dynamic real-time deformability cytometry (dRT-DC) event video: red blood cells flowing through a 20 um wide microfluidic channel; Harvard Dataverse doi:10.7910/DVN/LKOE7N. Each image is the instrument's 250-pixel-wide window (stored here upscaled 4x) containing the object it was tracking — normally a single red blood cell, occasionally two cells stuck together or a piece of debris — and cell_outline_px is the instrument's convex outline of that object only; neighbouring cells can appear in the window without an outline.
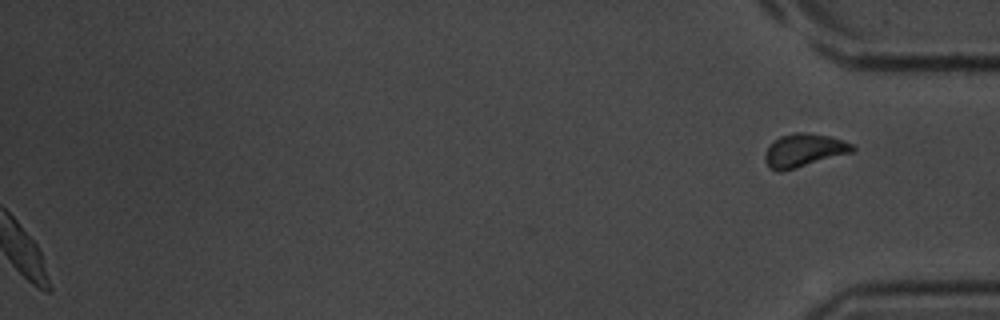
{"species": "common noctule bat (a hibernating species)", "species_latin": "Nyctalus noctula", "temperature_condition": "room temperature", "stored_images_in_passage": 38, "segment_of_instrument_passage": [2, 2], "camera_frame_rate_fps": 3000, "um_per_image_px": 0.085, "animal": {"sex": "male", "body_mass_g": 20.1, "forearm_length_mm": 53.5}, "frame": {"image": 1, "passage_image": 38, "time_ms": 12.333, "image_size_px": [1000, 320], "cell_outline_px": [[856, 148], [852, 152], [780, 172], [776, 172], [768, 168], [764, 160], [764, 156], [768, 148], [780, 136], [796, 132], [808, 132], [828, 136], [852, 144]], "centroid_in_image_um": [68.29, 12.79], "position_along_channel_um": 366.9, "area_um2": 16.65}}